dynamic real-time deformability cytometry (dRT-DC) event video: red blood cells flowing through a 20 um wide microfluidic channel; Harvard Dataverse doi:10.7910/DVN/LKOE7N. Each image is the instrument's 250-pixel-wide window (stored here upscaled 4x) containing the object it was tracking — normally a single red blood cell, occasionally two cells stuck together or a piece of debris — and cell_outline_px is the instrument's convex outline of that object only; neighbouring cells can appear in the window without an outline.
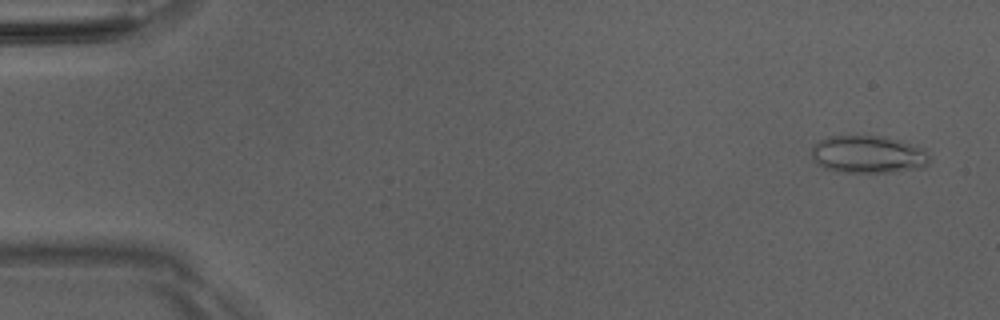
{"species": "Egyptian fruit bat (a non-hibernating species)", "species_latin": "Rousettus aegyptiacus", "temperature_condition": "room temperature", "stored_images_in_passage": 51, "camera_frame_rate_fps": 3000, "um_per_image_px": 0.085, "animal": {"sex": "male"}, "frame": {"image": 1, "passage_image": 3, "time_ms": 0.667, "image_size_px": [1000, 320], "cell_outline_px": [[932, 160], [924, 168], [892, 172], [836, 172], [824, 168], [812, 160], [812, 148], [820, 140], [832, 136], [876, 136], [900, 140], [924, 148]], "centroid_in_image_um": [73.83, 13.14], "position_along_channel_um": 11.2, "area_um2": 26.01}}
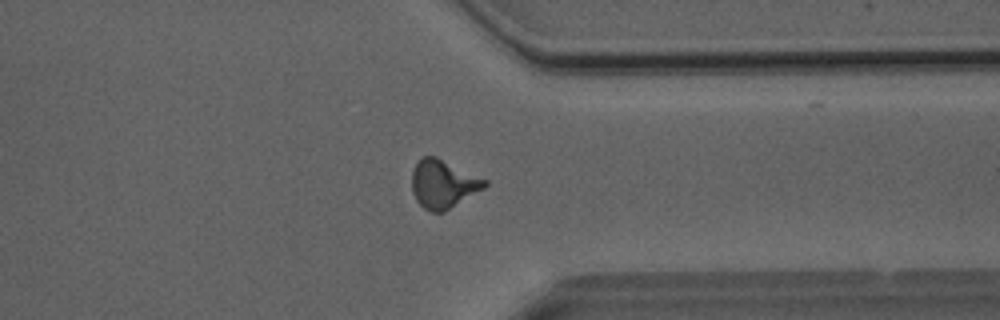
{"frame": {"image": 2, "passage_image": 40, "time_ms": 13.0, "image_size_px": [1000, 320], "cell_outline_px": [[488, 184], [484, 188], [444, 212], [432, 212], [424, 208], [416, 200], [412, 192], [412, 168], [420, 156], [436, 156], [488, 180]], "centroid_in_image_um": [37.65, 15.62], "position_along_channel_um": 373.8, "area_um2": 20.63}}
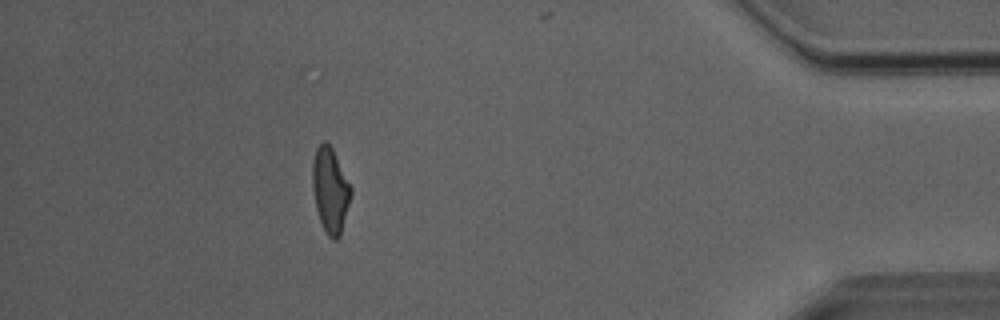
{"frame": {"image": 3, "passage_image": 46, "time_ms": 15.0, "image_size_px": [1000, 320], "cell_outline_px": [[352, 192], [340, 236], [336, 240], [332, 240], [328, 236], [320, 220], [316, 208], [312, 188], [312, 164], [316, 148], [324, 140], [332, 148], [352, 188]], "centroid_in_image_um": [28.06, 16.16], "position_along_channel_um": 407.1, "area_um2": 18.9}, "authors_computed_cell_mechanics": {"area_um2": 19.5942, "velocity_mm_per_s": 4.0598, "shape_relaxation_time_tau1_ms": null, "shape_relaxation_time_tau2_ms": 1.3076, "deformation_change_tau1": null, "deformation_change_tau2": 0.1057}}